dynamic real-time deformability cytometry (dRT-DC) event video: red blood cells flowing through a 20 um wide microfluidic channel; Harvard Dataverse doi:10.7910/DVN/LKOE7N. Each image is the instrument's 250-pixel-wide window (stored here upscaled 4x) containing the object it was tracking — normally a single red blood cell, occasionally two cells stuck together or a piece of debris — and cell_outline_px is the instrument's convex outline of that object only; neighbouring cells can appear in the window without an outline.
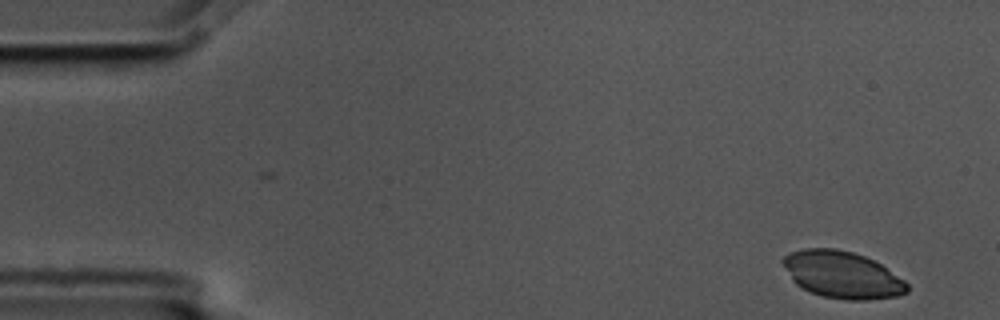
{"species": "common noctule bat (a hibernating species)", "species_latin": "Nyctalus noctula", "temperature_condition": "cold", "stored_images_in_passage": 7, "camera_frame_rate_fps": 3000, "um_per_image_px": 0.085, "animal": {"sex": "male", "body_mass_g": 17.5, "forearm_length_mm": 52.3}, "frame": {"image": 1, "passage_image": 1, "time_ms": 0.0, "image_size_px": [1000, 320], "cell_outline_px": [[908, 292], [896, 296], [868, 300], [844, 300], [824, 296], [812, 292], [796, 284], [792, 280], [780, 260], [788, 252], [804, 248], [836, 248], [852, 252], [864, 256], [880, 264], [904, 280], [908, 284]], "centroid_in_image_um": [71.57, 23.34], "position_along_channel_um": 13.4, "area_um2": 33.87}}